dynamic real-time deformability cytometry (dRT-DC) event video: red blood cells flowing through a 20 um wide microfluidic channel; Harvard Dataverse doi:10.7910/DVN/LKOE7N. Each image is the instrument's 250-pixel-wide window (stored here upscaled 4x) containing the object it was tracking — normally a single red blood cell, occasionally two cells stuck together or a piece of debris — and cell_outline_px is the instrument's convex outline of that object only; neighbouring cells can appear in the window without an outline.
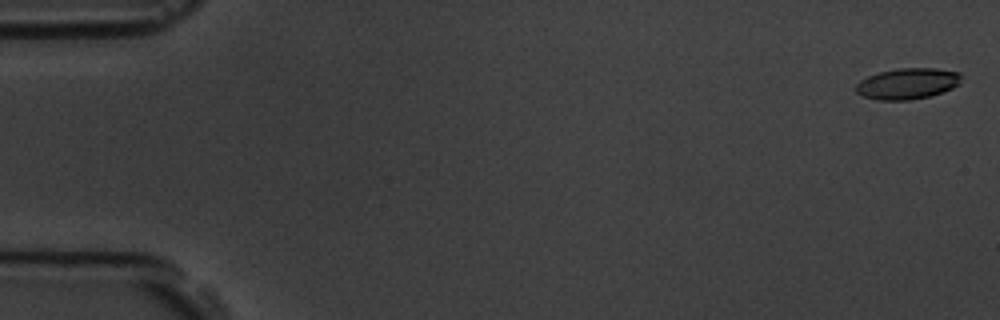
{"species": "common noctule bat (a hibernating species)", "species_latin": "Nyctalus noctula", "temperature_condition": "room temperature", "stored_images_in_passage": 8, "segment_of_instrument_passage": [1, 2], "camera_frame_rate_fps": 3000, "um_per_image_px": 0.085, "animal": {"sex": "male", "body_mass_g": 19.5, "forearm_length_mm": 54.6}, "frame": {"image": 1, "passage_image": 1, "time_ms": 0.0, "image_size_px": [1000, 320], "cell_outline_px": [[960, 84], [944, 92], [928, 96], [908, 100], [876, 100], [864, 96], [856, 92], [856, 84], [860, 80], [868, 76], [880, 72], [896, 68], [936, 68], [960, 72]], "centroid_in_image_um": [77.14, 7.1], "position_along_channel_um": 7.9, "area_um2": 19.07}}
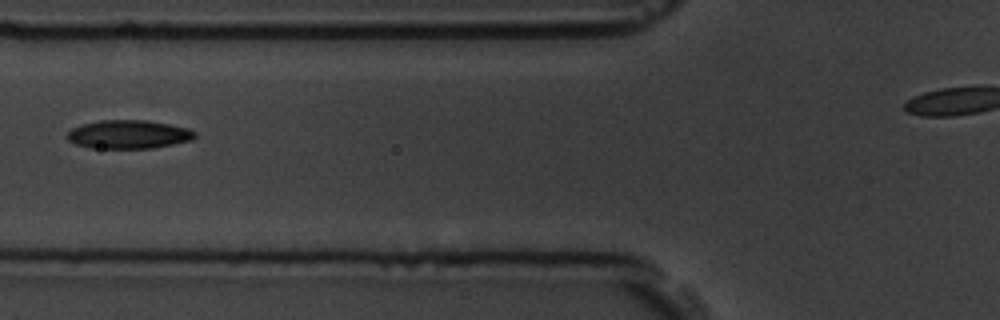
{"frame": {"image": 2, "passage_image": 7, "time_ms": 7.0, "image_size_px": [1000, 320], "cell_outline_px": [[196, 136], [192, 140], [152, 148], [88, 148], [76, 144], [68, 140], [64, 136], [72, 128], [80, 124], [100, 120], [144, 120], [168, 124], [188, 128], [196, 132]], "centroid_in_image_um": [10.88, 11.42], "position_along_channel_um": 114.9, "area_um2": 21.33}}